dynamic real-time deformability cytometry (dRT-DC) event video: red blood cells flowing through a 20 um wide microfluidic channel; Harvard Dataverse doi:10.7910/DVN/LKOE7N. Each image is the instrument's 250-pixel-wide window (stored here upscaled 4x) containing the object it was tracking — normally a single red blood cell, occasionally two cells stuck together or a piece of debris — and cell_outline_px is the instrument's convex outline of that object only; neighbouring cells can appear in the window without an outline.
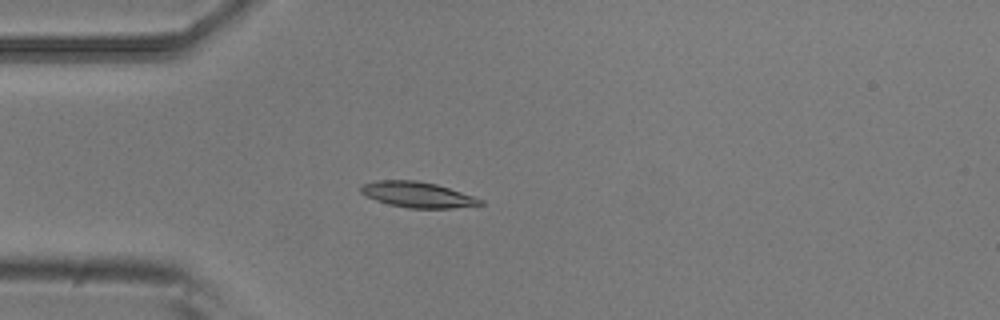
{"species": "common noctule bat (a hibernating species)", "species_latin": "Nyctalus noctula", "temperature_condition": "room temperature", "stored_images_in_passage": 4, "camera_frame_rate_fps": 3000, "um_per_image_px": 0.085, "animal": {"sex": "male", "body_mass_g": 20.5, "forearm_length_mm": 52.5}, "frame": {"image": 1, "passage_image": 3, "time_ms": 0.667, "image_size_px": [1000, 320], "cell_outline_px": [[484, 204], [452, 208], [408, 208], [388, 204], [376, 200], [360, 192], [360, 188], [364, 184], [376, 180], [416, 180], [436, 184], [484, 200]], "centroid_in_image_um": [35.48, 16.54], "position_along_channel_um": 49.5, "area_um2": 17.63}}